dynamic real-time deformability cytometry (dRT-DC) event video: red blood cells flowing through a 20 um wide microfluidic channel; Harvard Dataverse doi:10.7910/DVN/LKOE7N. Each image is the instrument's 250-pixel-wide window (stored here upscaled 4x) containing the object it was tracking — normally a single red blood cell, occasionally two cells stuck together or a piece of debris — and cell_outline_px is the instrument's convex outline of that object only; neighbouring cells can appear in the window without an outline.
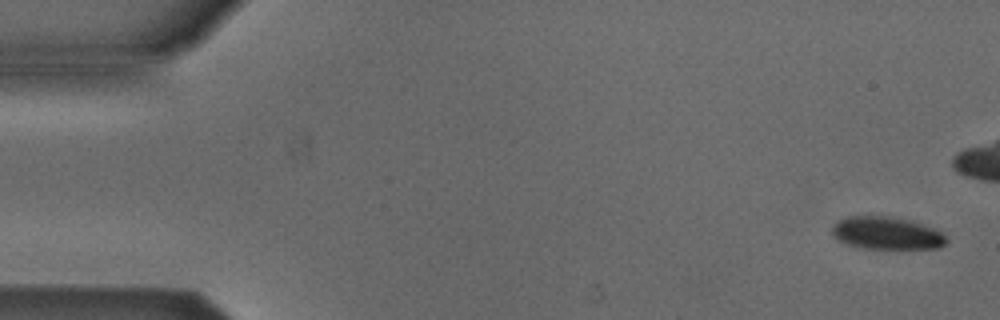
{"species": "Egyptian fruit bat (a non-hibernating species)", "species_latin": "Rousettus aegyptiacus", "temperature_condition": "cold", "stored_images_in_passage": 10, "camera_frame_rate_fps": 3000, "um_per_image_px": 0.085, "animal": {"sex": "male"}, "frame": {"image": 1, "passage_image": 1, "time_ms": 0.0, "image_size_px": [1000, 320], "cell_outline_px": [[948, 240], [940, 248], [860, 248], [848, 244], [840, 240], [832, 232], [832, 228], [840, 220], [848, 216], [888, 216], [912, 220], [936, 228]], "centroid_in_image_um": [75.42, 19.81], "position_along_channel_um": 9.6, "area_um2": 21.5}}
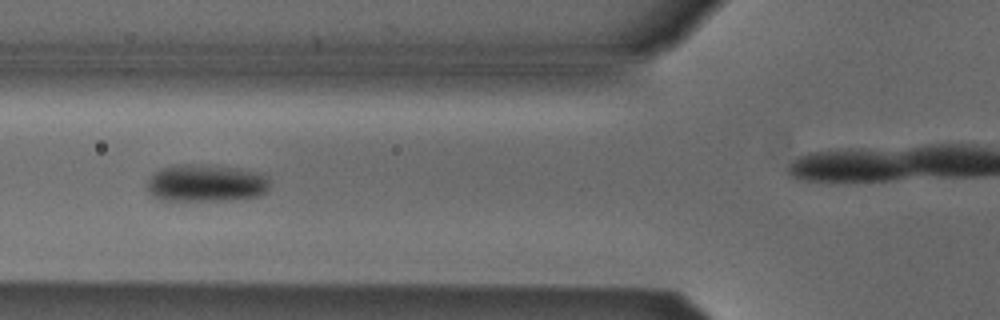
{"frame": {"image": 2, "passage_image": 6, "time_ms": 1.667, "image_size_px": [1000, 320], "cell_outline_px": [[268, 192], [260, 196], [236, 200], [160, 200], [152, 196], [148, 192], [148, 180], [152, 172], [164, 168], [180, 164], [188, 164], [240, 168], [256, 172], [268, 176]], "centroid_in_image_um": [17.52, 15.58], "position_along_channel_um": 108.3, "area_um2": 26.82}}
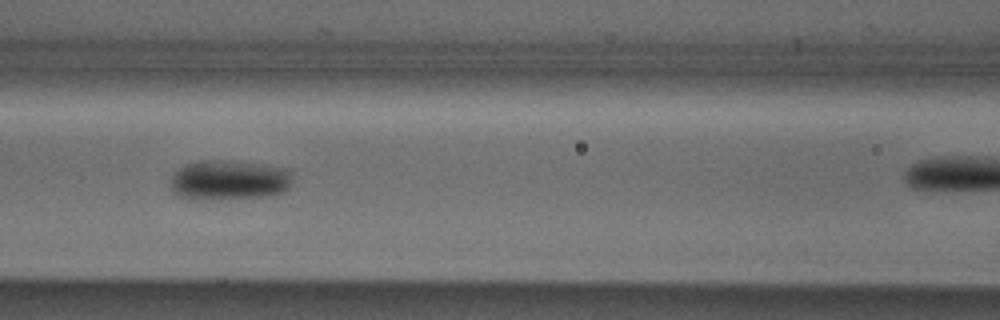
{"frame": {"image": 3, "passage_image": 7, "time_ms": 2.0, "image_size_px": [1000, 320], "cell_outline_px": [[292, 180], [288, 188], [284, 192], [272, 196], [220, 200], [200, 200], [180, 196], [172, 192], [168, 184], [172, 172], [176, 168], [184, 164], [196, 160], [224, 160], [264, 164], [284, 168], [292, 172]], "centroid_in_image_um": [19.41, 15.31], "position_along_channel_um": 147.2, "area_um2": 29.48}}